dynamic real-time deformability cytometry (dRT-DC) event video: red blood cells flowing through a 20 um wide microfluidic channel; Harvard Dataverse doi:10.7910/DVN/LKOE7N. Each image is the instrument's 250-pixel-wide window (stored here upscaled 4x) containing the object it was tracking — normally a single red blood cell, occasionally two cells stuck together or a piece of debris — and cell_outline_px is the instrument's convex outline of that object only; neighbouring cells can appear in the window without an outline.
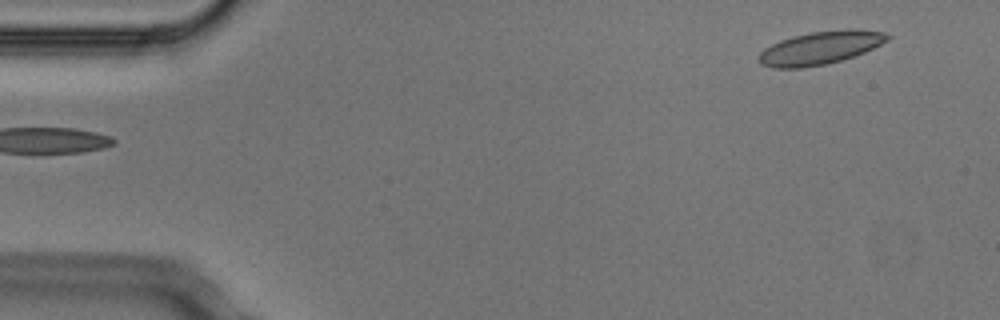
{"species": "Egyptian fruit bat (a non-hibernating species)", "species_latin": "Rousettus aegyptiacus", "temperature_condition": "cold", "stored_images_in_passage": 4, "segment_of_instrument_passage": [2, 2], "camera_frame_rate_fps": 3000, "um_per_image_px": 0.085, "animal": {"sex": "male"}, "frame": {"image": 1, "passage_image": 4, "time_ms": 1.0, "image_size_px": [1000, 320], "cell_outline_px": [[892, 36], [888, 40], [864, 52], [828, 64], [800, 68], [772, 68], [760, 64], [760, 52], [764, 48], [780, 40], [792, 36], [808, 32], [848, 28], [856, 28], [884, 32]], "centroid_in_image_um": [69.73, 4.05], "position_along_channel_um": 15.3, "area_um2": 24.91}}